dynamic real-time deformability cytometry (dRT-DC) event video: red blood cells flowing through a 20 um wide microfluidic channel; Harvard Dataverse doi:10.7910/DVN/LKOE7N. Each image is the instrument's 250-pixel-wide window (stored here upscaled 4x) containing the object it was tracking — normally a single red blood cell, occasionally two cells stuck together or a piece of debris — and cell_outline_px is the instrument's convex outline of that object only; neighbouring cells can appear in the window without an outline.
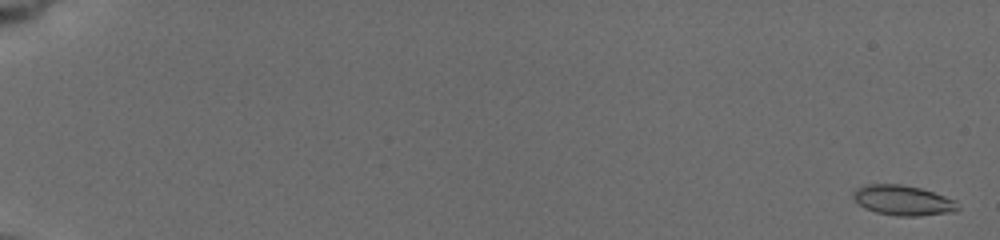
{"species": "common noctule bat (a hibernating species)", "species_latin": "Nyctalus noctula", "temperature_condition": "cold", "stored_images_in_passage": 20, "camera_frame_rate_fps": 3000, "um_per_image_px": 0.085, "animal": {"sex": "female", "body_mass_g": 19.5, "forearm_length_mm": 54.1}, "frame": {"image": 1, "passage_image": 3, "time_ms": 0.333, "image_size_px": [1000, 240], "cell_outline_px": [[960, 208], [956, 212], [916, 216], [896, 216], [876, 212], [864, 208], [852, 196], [852, 192], [856, 188], [864, 184], [900, 184], [920, 188], [956, 200]], "centroid_in_image_um": [76.75, 17.03], "position_along_channel_um": 8.2, "area_um2": 18.44}}